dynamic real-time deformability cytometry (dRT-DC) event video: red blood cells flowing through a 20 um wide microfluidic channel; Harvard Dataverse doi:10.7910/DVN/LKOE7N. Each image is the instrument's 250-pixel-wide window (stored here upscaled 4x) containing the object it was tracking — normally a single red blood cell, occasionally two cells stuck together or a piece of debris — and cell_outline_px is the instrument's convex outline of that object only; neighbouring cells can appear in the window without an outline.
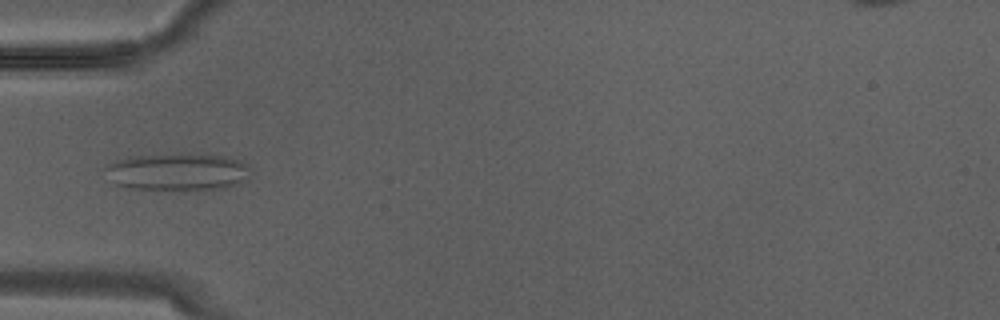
{"species": "Egyptian fruit bat (a non-hibernating species)", "species_latin": "Rousettus aegyptiacus", "temperature_condition": "warm", "stored_images_in_passage": 4, "camera_frame_rate_fps": 3000, "um_per_image_px": 0.085, "animal": {"sex": "male"}, "frame": {"image": 1, "passage_image": 1, "time_ms": 0.0, "image_size_px": [1000, 320], "cell_outline_px": [[248, 168], [240, 180], [236, 184], [224, 188], [200, 192], [196, 192], [124, 188], [116, 184], [104, 168], [108, 164], [116, 160], [128, 156], [224, 156], [240, 160], [248, 164]], "centroid_in_image_um": [15.03, 14.68], "position_along_channel_um": 70.0, "area_um2": 31.1}}